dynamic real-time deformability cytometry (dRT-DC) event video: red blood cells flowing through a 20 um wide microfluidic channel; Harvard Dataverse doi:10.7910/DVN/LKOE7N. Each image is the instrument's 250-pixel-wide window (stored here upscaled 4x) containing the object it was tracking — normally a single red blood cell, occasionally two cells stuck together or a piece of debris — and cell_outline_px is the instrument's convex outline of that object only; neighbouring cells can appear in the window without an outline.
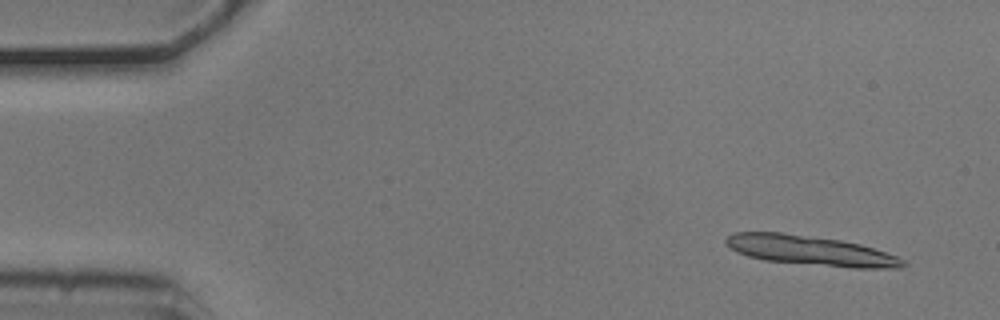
{"species": "common noctule bat (a hibernating species)", "species_latin": "Nyctalus noctula", "temperature_condition": "cold", "stored_images_in_passage": 7, "segment_of_instrument_passage": [1, 2], "camera_frame_rate_fps": 3000, "um_per_image_px": 0.085, "animal": {"sex": "male", "body_mass_g": 20.5, "forearm_length_mm": 52.5}, "frame": {"image": 1, "passage_image": 1, "time_ms": 0.0, "image_size_px": [1000, 320], "cell_outline_px": [[908, 264], [900, 268], [852, 268], [764, 260], [748, 256], [736, 252], [724, 240], [732, 232], [780, 232], [840, 240], [860, 244], [896, 256], [904, 260]], "centroid_in_image_um": [68.89, 21.3], "position_along_channel_um": 16.1, "area_um2": 30.46}}